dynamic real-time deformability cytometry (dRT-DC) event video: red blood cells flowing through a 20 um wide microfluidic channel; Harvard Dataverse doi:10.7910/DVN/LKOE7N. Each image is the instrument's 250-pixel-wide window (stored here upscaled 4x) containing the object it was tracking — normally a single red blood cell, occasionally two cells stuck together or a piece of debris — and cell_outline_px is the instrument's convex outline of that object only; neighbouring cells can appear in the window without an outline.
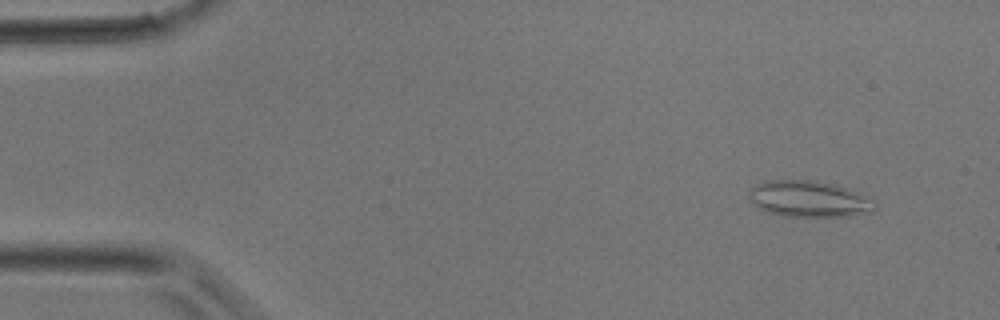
{"species": "common noctule bat (a hibernating species)", "species_latin": "Nyctalus noctula", "temperature_condition": "room temperature", "stored_images_in_passage": 34, "camera_frame_rate_fps": 3000, "um_per_image_px": 0.085, "animal": {"sex": "male", "body_mass_g": 17.9}, "frame": {"image": 1, "passage_image": 1, "time_ms": 0.0, "image_size_px": [1000, 320], "cell_outline_px": [[876, 208], [872, 212], [852, 216], [784, 216], [768, 212], [752, 204], [748, 192], [756, 184], [764, 180], [816, 180], [836, 184], [856, 192], [872, 200], [876, 204]], "centroid_in_image_um": [68.75, 16.9], "position_along_channel_um": 16.2, "area_um2": 26.65}}
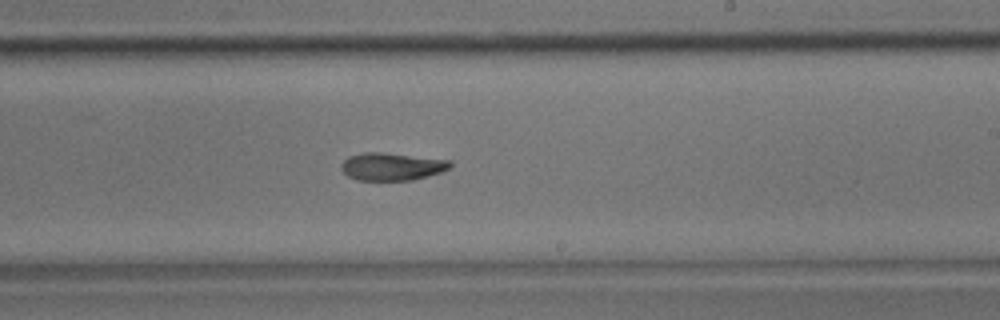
{"frame": {"image": 2, "passage_image": 20, "time_ms": 6.333, "image_size_px": [1000, 320], "cell_outline_px": [[452, 164], [448, 168], [440, 172], [428, 176], [412, 180], [356, 180], [348, 176], [340, 168], [340, 164], [348, 156], [364, 152], [380, 152], [452, 160]], "centroid_in_image_um": [33.28, 14.15], "position_along_channel_um": 255.7, "area_um2": 17.57}}
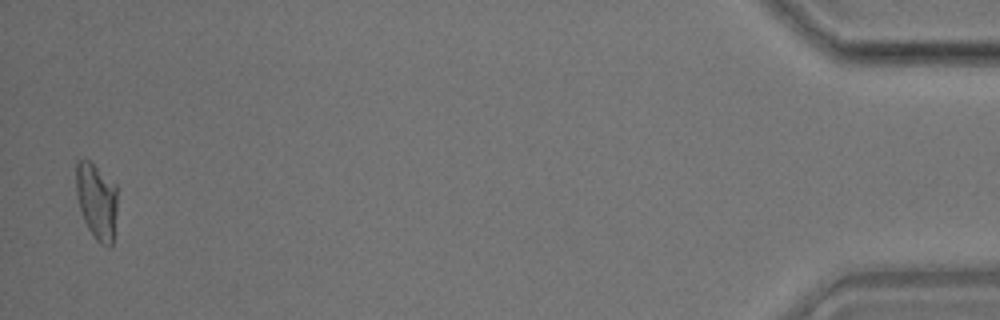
{"frame": {"image": 3, "passage_image": 34, "time_ms": 11.0, "image_size_px": [1000, 320], "cell_outline_px": [[116, 212], [112, 244], [108, 248], [100, 244], [96, 240], [88, 228], [84, 220], [76, 196], [76, 160], [88, 160], [116, 184]], "centroid_in_image_um": [8.21, 17.1], "position_along_channel_um": 427.0, "area_um2": 18.26}}